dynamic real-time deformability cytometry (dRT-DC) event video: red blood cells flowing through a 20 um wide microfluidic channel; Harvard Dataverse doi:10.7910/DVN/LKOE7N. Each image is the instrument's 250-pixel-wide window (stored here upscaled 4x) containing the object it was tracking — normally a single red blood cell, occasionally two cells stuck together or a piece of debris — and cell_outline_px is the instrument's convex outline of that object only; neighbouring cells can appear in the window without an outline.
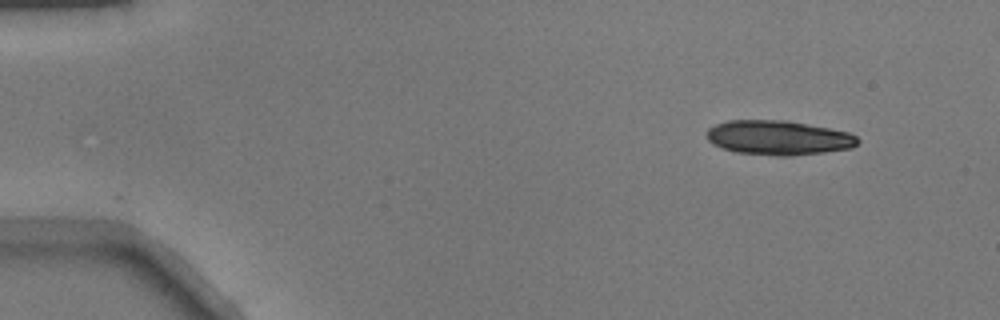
{"species": "common noctule bat (a hibernating species)", "species_latin": "Nyctalus noctula", "temperature_condition": "warm", "stored_images_in_passage": 45, "camera_frame_rate_fps": 3000, "um_per_image_px": 0.085, "animal": {"sex": "male", "body_mass_g": 17.9}, "frame": {"image": 1, "passage_image": 1, "time_ms": 0.0, "image_size_px": [1000, 320], "cell_outline_px": [[860, 140], [852, 148], [824, 152], [792, 156], [776, 156], [736, 152], [712, 144], [708, 140], [704, 132], [708, 128], [716, 124], [728, 120], [784, 120], [828, 128], [848, 132], [856, 136]], "centroid_in_image_um": [66.13, 11.71], "position_along_channel_um": 18.9, "area_um2": 30.4}}
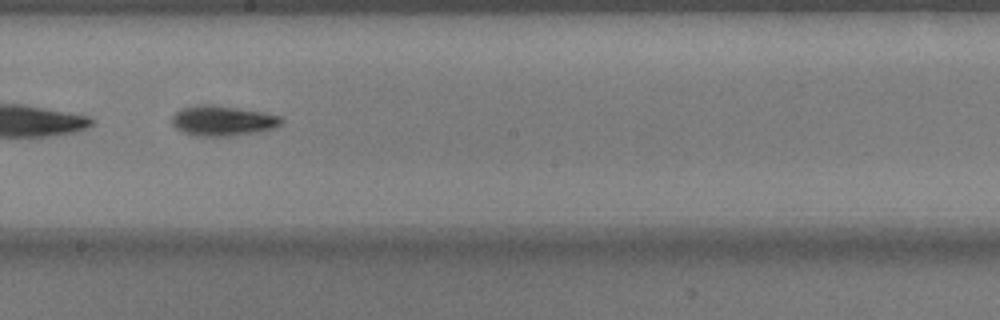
{"frame": {"image": 2, "passage_image": 25, "time_ms": 8.0, "image_size_px": [1000, 320], "cell_outline_px": [[284, 120], [276, 128], [256, 132], [232, 136], [200, 136], [184, 132], [176, 128], [172, 124], [172, 116], [180, 108], [192, 104], [212, 104], [264, 112], [280, 116]], "centroid_in_image_um": [18.92, 10.24], "position_along_channel_um": 229.3, "area_um2": 19.42}}
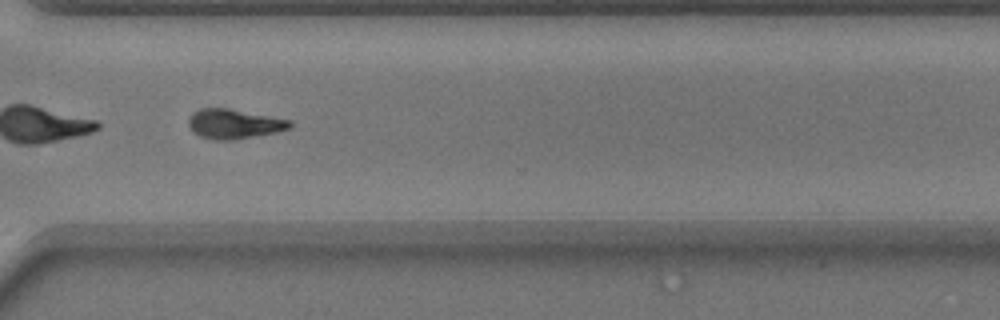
{"frame": {"image": 3, "passage_image": 34, "time_ms": 11.0, "image_size_px": [1000, 320], "cell_outline_px": [[292, 124], [288, 128], [276, 132], [256, 136], [232, 140], [212, 140], [200, 136], [192, 132], [188, 124], [188, 120], [192, 112], [200, 108], [228, 108], [292, 120]], "centroid_in_image_um": [19.86, 10.53], "position_along_channel_um": 350.7, "area_um2": 17.57}}